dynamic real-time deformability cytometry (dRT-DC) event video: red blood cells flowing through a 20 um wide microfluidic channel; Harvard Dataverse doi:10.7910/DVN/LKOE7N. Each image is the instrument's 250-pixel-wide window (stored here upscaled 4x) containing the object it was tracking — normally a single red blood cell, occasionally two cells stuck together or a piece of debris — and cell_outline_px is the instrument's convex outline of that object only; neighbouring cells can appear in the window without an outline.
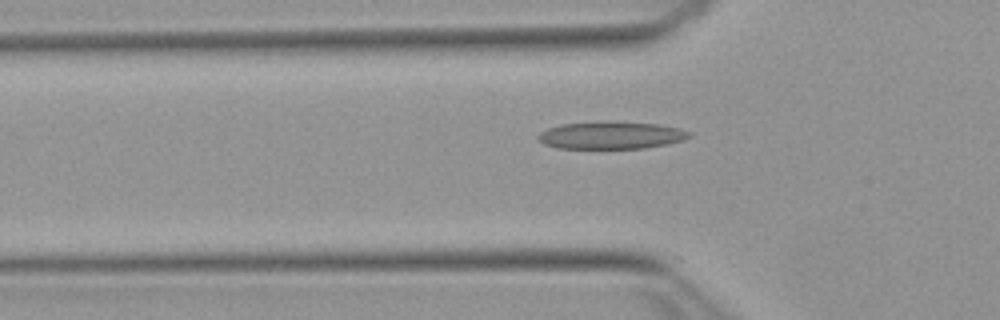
{"species": "Egyptian fruit bat (a non-hibernating species)", "species_latin": "Rousettus aegyptiacus", "temperature_condition": "warm", "stored_images_in_passage": 48, "camera_frame_rate_fps": 3000, "um_per_image_px": 0.085, "animal": {"sex": "female"}, "frame": {"image": 1, "passage_image": 17, "time_ms": 5.333, "image_size_px": [1000, 320], "cell_outline_px": [[692, 136], [684, 140], [668, 144], [644, 148], [556, 148], [544, 144], [536, 136], [540, 132], [548, 128], [564, 124], [604, 120], [608, 120], [660, 124], [680, 128], [692, 132]], "centroid_in_image_um": [51.99, 11.48], "position_along_channel_um": 73.8, "area_um2": 24.57}}
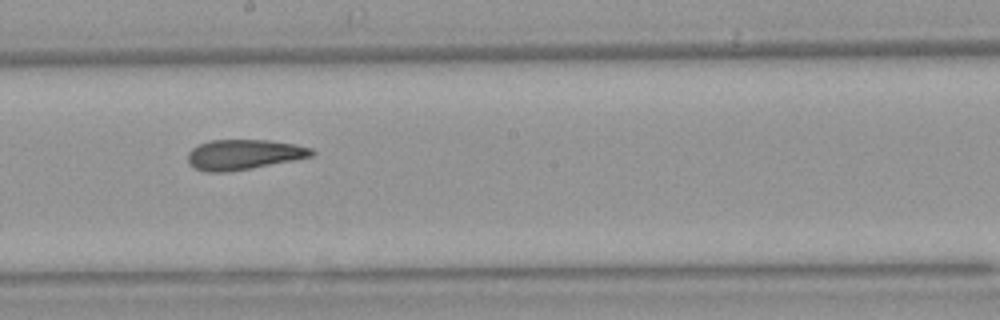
{"frame": {"image": 2, "passage_image": 29, "time_ms": 9.333, "image_size_px": [1000, 320], "cell_outline_px": [[316, 152], [312, 156], [252, 168], [228, 172], [204, 172], [188, 164], [188, 152], [192, 148], [208, 140], [268, 140], [296, 144], [312, 148]], "centroid_in_image_um": [20.7, 13.13], "position_along_channel_um": 227.5, "area_um2": 21.79}}
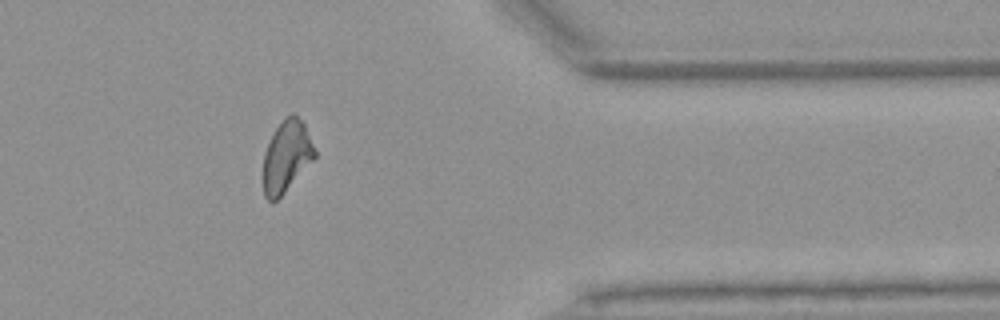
{"frame": {"image": 3, "passage_image": 43, "time_ms": 14.0, "image_size_px": [1000, 320], "cell_outline_px": [[316, 156], [284, 192], [276, 200], [268, 200], [264, 196], [264, 152], [276, 128], [292, 112], [304, 124], [316, 152]], "centroid_in_image_um": [24.35, 13.29], "position_along_channel_um": 387.1, "area_um2": 20.63}, "authors_computed_cell_mechanics": {"area_um2": 22.3108, "velocity_mm_per_s": 3.8287, "shape_relaxation_time_tau1_ms": null, "shape_relaxation_time_tau2_ms": 4.252, "deformation_change_tau1": null, "deformation_change_tau2": 0.1344}}